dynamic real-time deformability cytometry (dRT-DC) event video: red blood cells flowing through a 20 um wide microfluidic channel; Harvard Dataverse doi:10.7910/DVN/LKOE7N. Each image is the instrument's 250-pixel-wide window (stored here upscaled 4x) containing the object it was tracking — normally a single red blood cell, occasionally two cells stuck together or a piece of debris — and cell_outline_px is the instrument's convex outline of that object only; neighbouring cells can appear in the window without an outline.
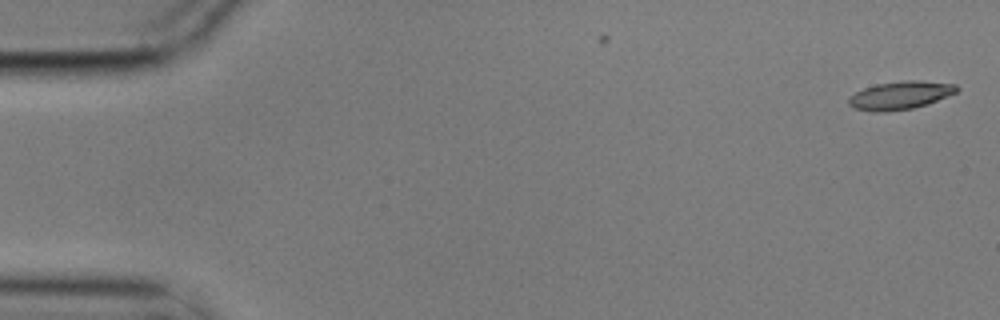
{"species": "common noctule bat (a hibernating species)", "species_latin": "Nyctalus noctula", "temperature_condition": "cold", "stored_images_in_passage": 4, "camera_frame_rate_fps": 3000, "um_per_image_px": 0.085, "animal": {"sex": "male", "body_mass_g": 17.9}, "frame": {"image": 1, "passage_image": 1, "time_ms": 0.0, "image_size_px": [1000, 320], "cell_outline_px": [[960, 88], [956, 92], [928, 104], [912, 108], [884, 112], [872, 112], [856, 108], [848, 104], [848, 96], [864, 88], [876, 84], [908, 80], [920, 80], [956, 84]], "centroid_in_image_um": [76.52, 8.1], "position_along_channel_um": 8.5, "area_um2": 17.69}}
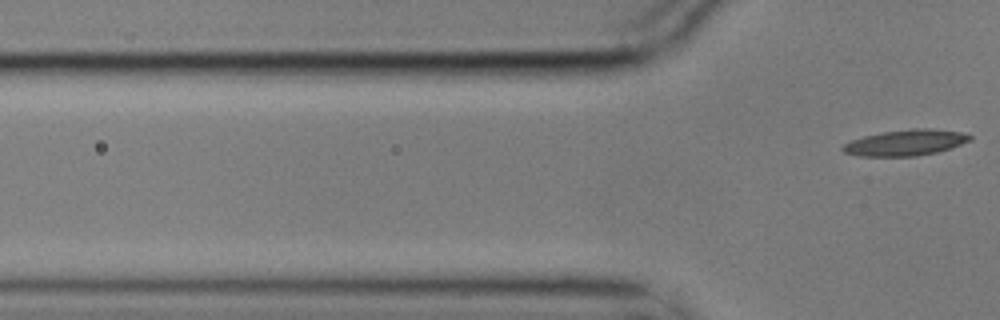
{"frame": {"image": 2, "passage_image": 4, "time_ms": 1.0, "image_size_px": [1000, 320], "cell_outline_px": [[972, 140], [936, 152], [916, 156], [860, 156], [844, 152], [840, 148], [844, 144], [852, 140], [864, 136], [884, 132], [912, 128], [932, 128], [960, 132], [972, 136]], "centroid_in_image_um": [76.96, 12.12], "position_along_channel_um": 48.8, "area_um2": 19.02}}